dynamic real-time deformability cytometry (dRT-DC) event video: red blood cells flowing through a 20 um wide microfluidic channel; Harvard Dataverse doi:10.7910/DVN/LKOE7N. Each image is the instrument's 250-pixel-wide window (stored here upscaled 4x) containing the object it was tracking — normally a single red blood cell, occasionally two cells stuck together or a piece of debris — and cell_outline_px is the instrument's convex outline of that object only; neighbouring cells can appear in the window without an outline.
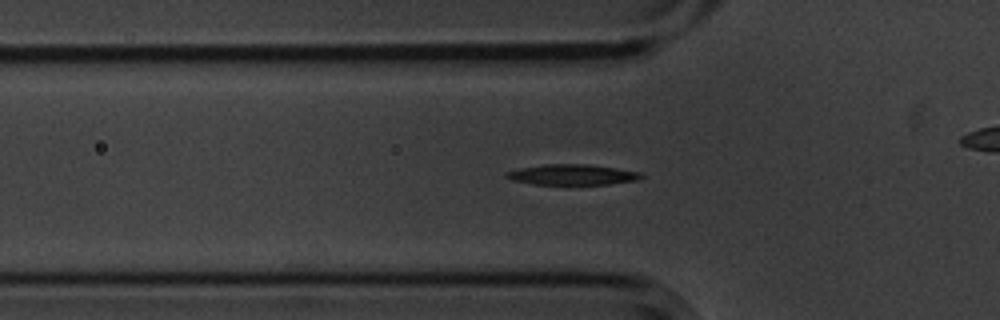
{"species": "common noctule bat (a hibernating species)", "species_latin": "Nyctalus noctula", "temperature_condition": "cold", "stored_images_in_passage": 42, "camera_frame_rate_fps": 3000, "um_per_image_px": 0.085, "animal": {"sex": "male", "body_mass_g": 20.1, "forearm_length_mm": 53.5}, "frame": {"image": 1, "passage_image": 4, "time_ms": 1.0, "image_size_px": [1000, 320], "cell_outline_px": [[644, 176], [636, 180], [608, 184], [532, 184], [512, 180], [504, 176], [504, 172], [520, 168], [544, 164], [588, 164], [616, 168], [640, 172]], "centroid_in_image_um": [48.6, 14.84], "position_along_channel_um": 77.2, "area_um2": 16.07}}
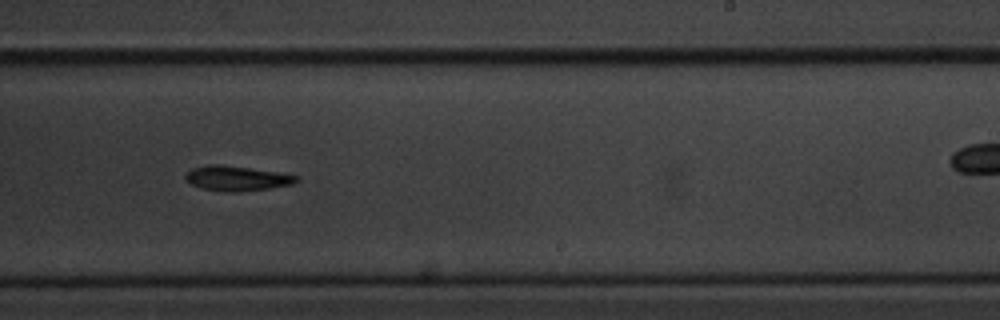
{"frame": {"image": 2, "passage_image": 20, "time_ms": 6.333, "image_size_px": [1000, 320], "cell_outline_px": [[300, 180], [292, 184], [268, 188], [236, 192], [228, 192], [200, 188], [192, 184], [184, 176], [192, 168], [208, 164], [220, 164], [276, 172], [296, 176]], "centroid_in_image_um": [20.09, 15.16], "position_along_channel_um": 268.9, "area_um2": 15.78}}
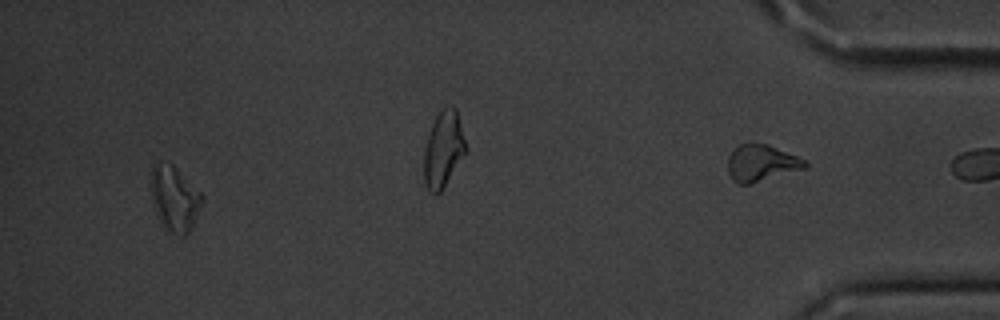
{"frame": {"image": 3, "passage_image": 39, "time_ms": 12.667, "image_size_px": [1000, 320], "cell_outline_px": [[204, 200], [188, 232], [184, 236], [164, 232], [156, 216], [152, 204], [148, 184], [152, 164], [168, 160], [204, 196]], "centroid_in_image_um": [14.75, 16.87], "position_along_channel_um": 420.5, "area_um2": 20.11}, "authors_computed_cell_mechanics": {"area_um2": 16.5886, "velocity_mm_per_s": 3.5756, "shape_relaxation_time_tau1_ms": 3.9292, "shape_relaxation_time_tau2_ms": null, "deformation_change_tau1": 0.1662, "deformation_change_tau2": null}}